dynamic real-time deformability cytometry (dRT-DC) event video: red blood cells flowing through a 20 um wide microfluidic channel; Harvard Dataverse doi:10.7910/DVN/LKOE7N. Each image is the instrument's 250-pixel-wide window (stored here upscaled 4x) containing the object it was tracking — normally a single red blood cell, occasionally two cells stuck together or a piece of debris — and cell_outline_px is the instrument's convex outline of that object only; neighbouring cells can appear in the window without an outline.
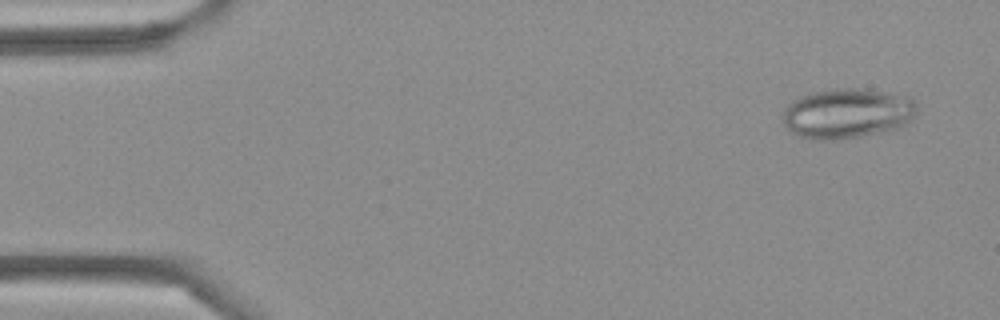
{"species": "Egyptian fruit bat (a non-hibernating species)", "species_latin": "Rousettus aegyptiacus", "temperature_condition": "cold", "stored_images_in_passage": 3, "camera_frame_rate_fps": 3000, "um_per_image_px": 0.085, "frame": {"image": 1, "passage_image": 1, "time_ms": 0.0, "image_size_px": [1000, 320], "cell_outline_px": [[916, 116], [912, 120], [896, 128], [860, 136], [832, 140], [824, 140], [796, 136], [784, 124], [784, 108], [792, 100], [800, 96], [812, 92], [832, 88], [860, 88], [912, 96], [916, 104]], "centroid_in_image_um": [72.03, 9.61], "position_along_channel_um": 13.0, "area_um2": 39.19}}